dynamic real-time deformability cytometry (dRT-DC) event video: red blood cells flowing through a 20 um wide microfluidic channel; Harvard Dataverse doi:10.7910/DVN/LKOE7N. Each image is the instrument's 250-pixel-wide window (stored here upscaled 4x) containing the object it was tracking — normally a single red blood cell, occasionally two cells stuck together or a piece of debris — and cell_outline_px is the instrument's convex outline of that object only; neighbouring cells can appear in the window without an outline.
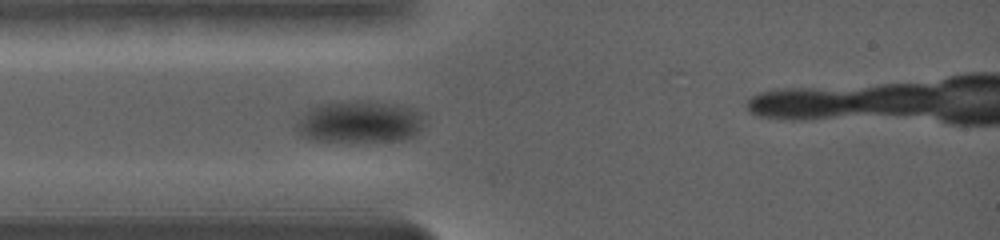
{"species": "common noctule bat (a hibernating species)", "species_latin": "Nyctalus noctula", "temperature_condition": "warm", "stored_images_in_passage": 21, "camera_frame_rate_fps": 5000, "um_per_image_px": 0.085, "animal": {"sex": "female", "body_mass_g": 19.0, "forearm_length_mm": 56.7}, "frame": {"image": 1, "passage_image": 13, "time_ms": 1.8, "image_size_px": [1000, 240], "cell_outline_px": [[408, 136], [400, 140], [368, 144], [316, 144], [308, 140], [304, 136], [312, 120], [324, 108], [336, 104], [364, 104], [392, 108], [404, 120], [408, 128]], "centroid_in_image_um": [30.3, 10.65], "position_along_channel_um": 54.7, "area_um2": 24.68}}